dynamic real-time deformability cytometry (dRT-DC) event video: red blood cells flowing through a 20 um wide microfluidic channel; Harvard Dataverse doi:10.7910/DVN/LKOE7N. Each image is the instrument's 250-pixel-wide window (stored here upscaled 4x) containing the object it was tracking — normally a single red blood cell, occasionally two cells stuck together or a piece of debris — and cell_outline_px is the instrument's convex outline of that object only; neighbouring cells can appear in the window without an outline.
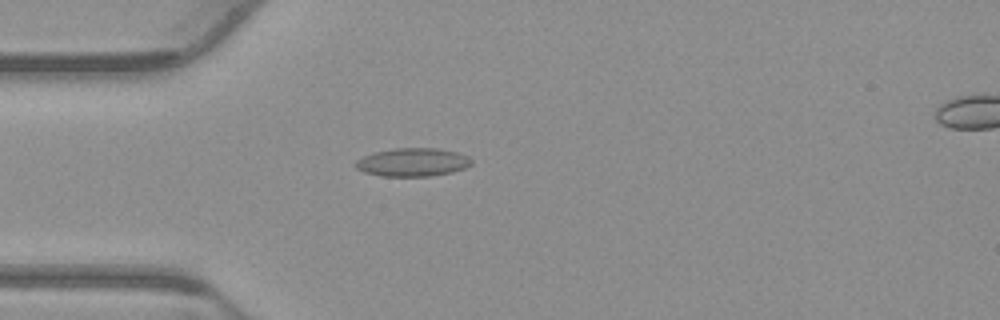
{"species": "common noctule bat (a hibernating species)", "species_latin": "Nyctalus noctula", "temperature_condition": "warm", "stored_images_in_passage": 46, "camera_frame_rate_fps": 3000, "um_per_image_px": 0.085, "animal": {"sex": "male", "body_mass_g": 23.1, "forearm_length_mm": 52.7}, "frame": {"image": 1, "passage_image": 7, "time_ms": 2.0, "image_size_px": [1000, 320], "cell_outline_px": [[472, 164], [464, 168], [452, 172], [428, 176], [380, 176], [364, 172], [356, 168], [352, 164], [356, 160], [372, 152], [396, 148], [436, 148], [456, 152], [468, 156], [472, 160]], "centroid_in_image_um": [35.03, 13.79], "position_along_channel_um": 50.0, "area_um2": 19.19}}
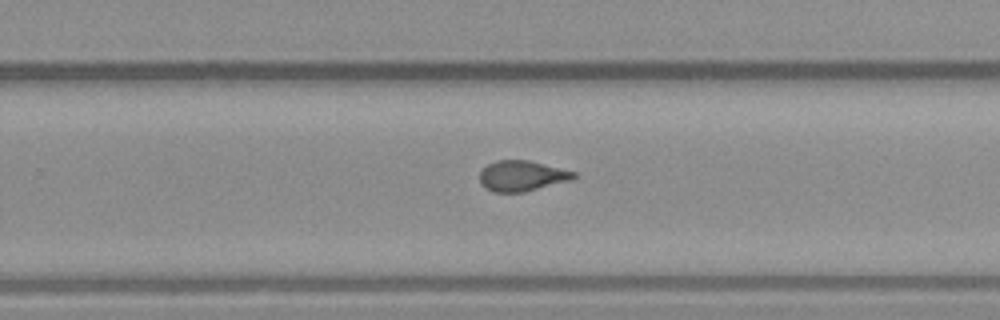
{"frame": {"image": 2, "passage_image": 26, "time_ms": 8.333, "image_size_px": [1000, 320], "cell_outline_px": [[576, 176], [572, 180], [524, 192], [492, 192], [484, 188], [480, 184], [480, 172], [488, 164], [496, 160], [528, 160], [576, 172]], "centroid_in_image_um": [44.34, 14.96], "position_along_channel_um": 285.5, "area_um2": 16.76}}
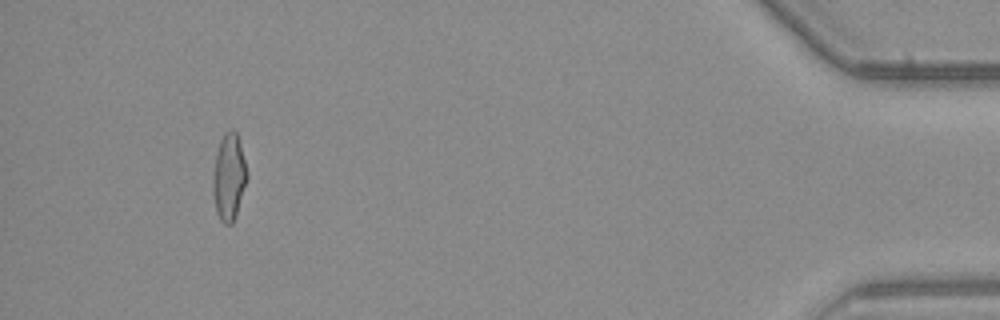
{"frame": {"image": 3, "passage_image": 42, "time_ms": 13.667, "image_size_px": [1000, 320], "cell_outline_px": [[248, 176], [232, 224], [224, 224], [220, 220], [216, 212], [212, 192], [212, 180], [216, 156], [220, 140], [224, 132], [232, 128], [236, 128], [248, 172]], "centroid_in_image_um": [19.45, 15.0], "position_along_channel_um": 415.7, "area_um2": 17.28}, "authors_computed_cell_mechanics": {"area_um2": 17.3111, "velocity_mm_per_s": 3.8523, "shape_relaxation_time_tau1_ms": null, "shape_relaxation_time_tau2_ms": 1.2439, "deformation_change_tau1": null, "deformation_change_tau2": 0.067}}